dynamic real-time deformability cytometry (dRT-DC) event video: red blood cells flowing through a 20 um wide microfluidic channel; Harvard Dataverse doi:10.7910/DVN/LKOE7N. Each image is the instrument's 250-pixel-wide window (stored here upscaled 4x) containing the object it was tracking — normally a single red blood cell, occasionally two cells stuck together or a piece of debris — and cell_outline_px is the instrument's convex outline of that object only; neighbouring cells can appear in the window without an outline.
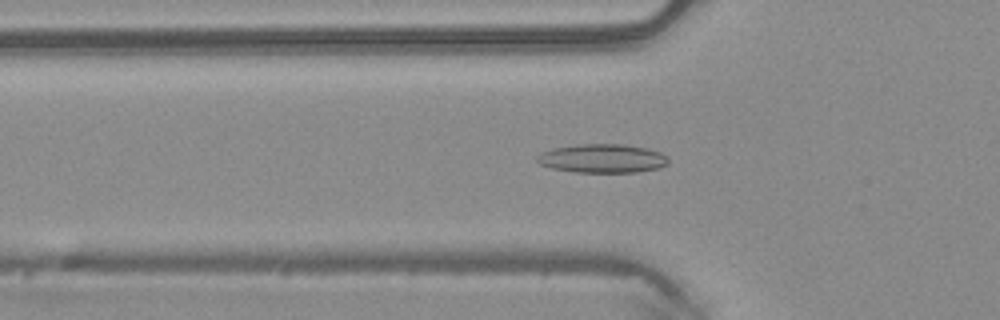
{"species": "common noctule bat (a hibernating species)", "species_latin": "Nyctalus noctula", "temperature_condition": "warm", "stored_images_in_passage": 49, "camera_frame_rate_fps": 3000, "um_per_image_px": 0.085, "animal": {"sex": "male", "body_mass_g": 20.4}, "frame": {"image": 1, "passage_image": 16, "time_ms": 5.0, "image_size_px": [1000, 320], "cell_outline_px": [[668, 164], [660, 168], [636, 172], [572, 172], [552, 168], [540, 164], [536, 160], [536, 156], [540, 152], [552, 148], [584, 144], [624, 144], [648, 148], [660, 152], [668, 156]], "centroid_in_image_um": [51.21, 13.47], "position_along_channel_um": 74.6, "area_um2": 22.2}}
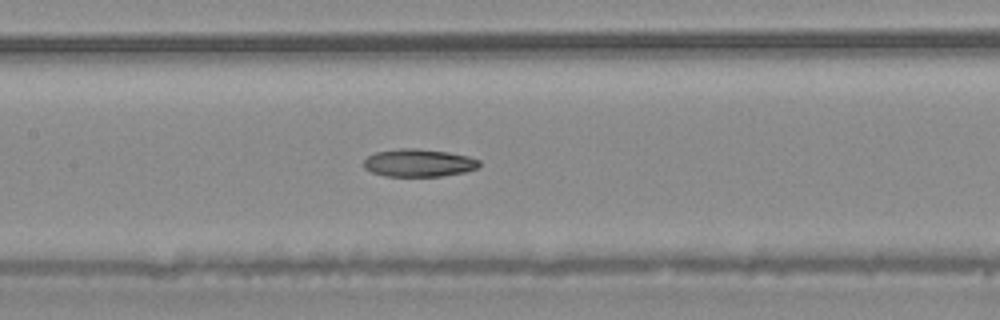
{"frame": {"image": 2, "passage_image": 23, "time_ms": 7.333, "image_size_px": [1000, 320], "cell_outline_px": [[480, 164], [476, 168], [464, 172], [440, 176], [384, 176], [372, 172], [364, 168], [364, 160], [368, 156], [376, 152], [400, 148], [416, 148], [448, 152], [468, 156], [480, 160]], "centroid_in_image_um": [35.58, 13.84], "position_along_channel_um": 171.8, "area_um2": 18.61}}
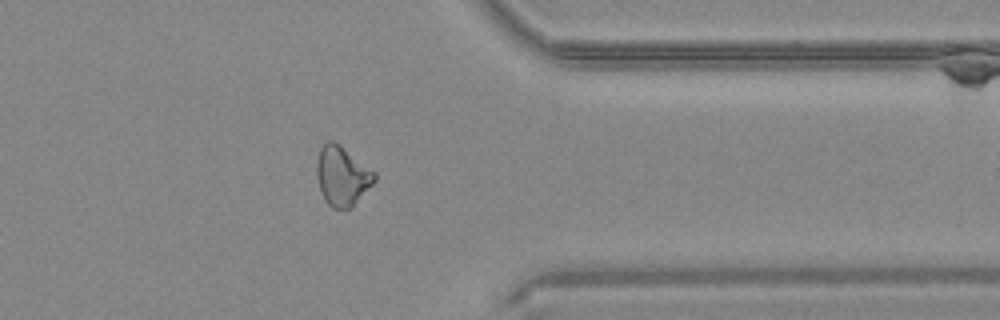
{"frame": {"image": 3, "passage_image": 39, "time_ms": 12.667, "image_size_px": [1000, 320], "cell_outline_px": [[376, 180], [352, 208], [332, 208], [324, 200], [316, 176], [316, 164], [320, 148], [328, 140], [332, 140], [340, 144], [376, 172]], "centroid_in_image_um": [29.09, 14.95], "position_along_channel_um": 382.3, "area_um2": 20.17}, "authors_computed_cell_mechanics": {"area_um2": 20.3456, "velocity_mm_per_s": 4.1199, "shape_relaxation_time_tau1_ms": null, "shape_relaxation_time_tau2_ms": 8.3557, "deformation_change_tau1": null, "deformation_change_tau2": 0.1803}}